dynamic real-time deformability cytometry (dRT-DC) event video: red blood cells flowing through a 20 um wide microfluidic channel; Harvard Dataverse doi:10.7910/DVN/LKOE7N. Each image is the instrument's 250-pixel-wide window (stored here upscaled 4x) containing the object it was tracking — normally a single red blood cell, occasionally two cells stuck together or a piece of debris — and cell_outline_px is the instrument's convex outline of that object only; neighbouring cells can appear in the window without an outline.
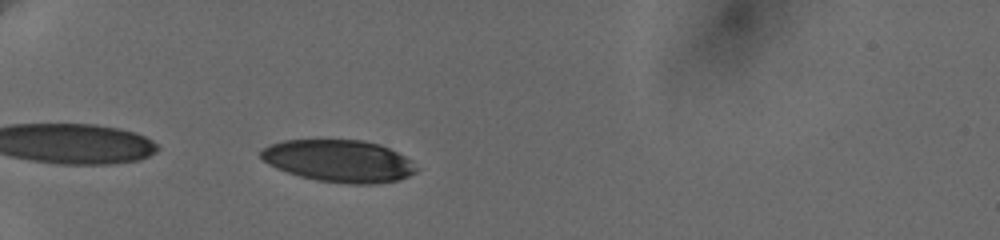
{"species": "human", "species_latin": "Homo sapiens", "temperature_condition": "cold", "stored_images_in_passage": 27, "camera_frame_rate_fps": 3000, "um_per_image_px": 0.085, "donor": {"sex": "female"}, "frame": {"image": 1, "passage_image": 3, "time_ms": 0.667, "image_size_px": [1000, 240], "cell_outline_px": [[420, 168], [416, 172], [400, 180], [376, 184], [352, 184], [316, 180], [300, 176], [276, 168], [268, 164], [260, 156], [260, 152], [268, 144], [284, 140], [364, 140], [380, 144], [412, 160]], "centroid_in_image_um": [28.84, 13.68], "position_along_channel_um": 56.2, "area_um2": 38.38}}
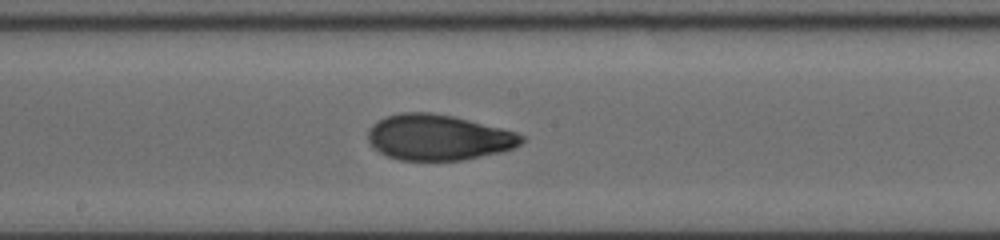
{"frame": {"image": 2, "passage_image": 16, "time_ms": 5.667, "image_size_px": [1000, 240], "cell_outline_px": [[524, 140], [520, 144], [512, 148], [500, 152], [464, 160], [400, 160], [388, 156], [372, 148], [368, 140], [368, 128], [372, 124], [388, 116], [400, 112], [432, 112], [452, 116], [516, 132], [524, 136]], "centroid_in_image_um": [37.23, 11.68], "position_along_channel_um": 211.0, "area_um2": 40.69}}
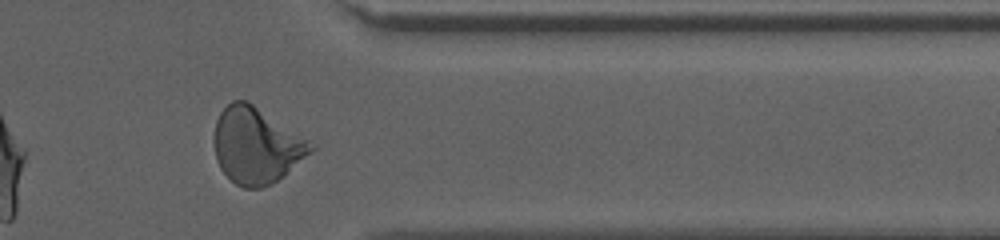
{"frame": {"image": 3, "passage_image": 24, "time_ms": 10.667, "image_size_px": [1000, 240], "cell_outline_px": [[316, 148], [312, 152], [284, 176], [272, 184], [260, 188], [244, 188], [236, 184], [220, 168], [216, 160], [212, 140], [216, 120], [220, 112], [232, 100], [244, 100], [252, 104], [316, 144]], "centroid_in_image_um": [21.78, 12.38], "position_along_channel_um": 389.6, "area_um2": 42.95}, "authors_computed_cell_mechanics": {"area_um2": 41.0958, "velocity_mm_per_s": 3.6649, "shape_relaxation_time_tau1_ms": 5.4801, "shape_relaxation_time_tau2_ms": 2.1695, "deformation_change_tau1": 0.1901, "deformation_change_tau2": 0.0731}}